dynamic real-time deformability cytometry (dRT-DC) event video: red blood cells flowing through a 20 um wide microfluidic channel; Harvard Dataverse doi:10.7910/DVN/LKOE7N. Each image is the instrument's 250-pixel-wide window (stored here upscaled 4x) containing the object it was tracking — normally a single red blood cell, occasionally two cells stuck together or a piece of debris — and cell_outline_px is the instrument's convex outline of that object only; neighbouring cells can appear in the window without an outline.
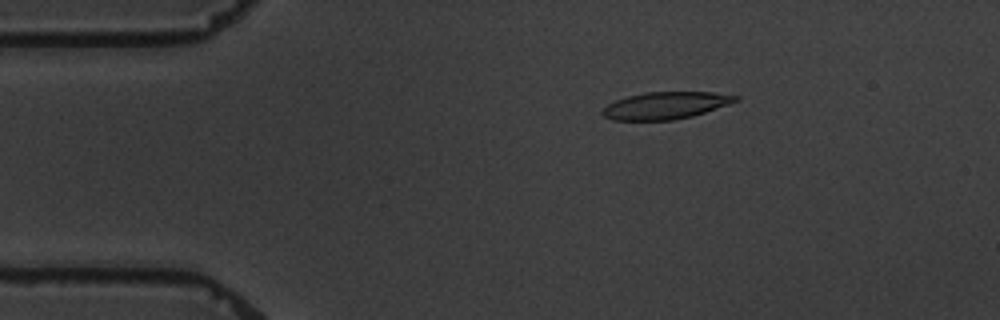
{"species": "common noctule bat (a hibernating species)", "species_latin": "Nyctalus noctula", "temperature_condition": "warm", "stored_images_in_passage": 4, "camera_frame_rate_fps": 3000, "um_per_image_px": 0.085, "animal": {"sex": "male", "body_mass_g": 19.5, "forearm_length_mm": 54.6}, "frame": {"image": 1, "passage_image": 3, "time_ms": 2.333, "image_size_px": [1000, 320], "cell_outline_px": [[740, 100], [692, 116], [672, 120], [612, 120], [604, 116], [600, 112], [608, 104], [616, 100], [628, 96], [644, 92], [712, 92], [740, 96]], "centroid_in_image_um": [56.57, 8.96], "position_along_channel_um": 28.4, "area_um2": 20.92}}